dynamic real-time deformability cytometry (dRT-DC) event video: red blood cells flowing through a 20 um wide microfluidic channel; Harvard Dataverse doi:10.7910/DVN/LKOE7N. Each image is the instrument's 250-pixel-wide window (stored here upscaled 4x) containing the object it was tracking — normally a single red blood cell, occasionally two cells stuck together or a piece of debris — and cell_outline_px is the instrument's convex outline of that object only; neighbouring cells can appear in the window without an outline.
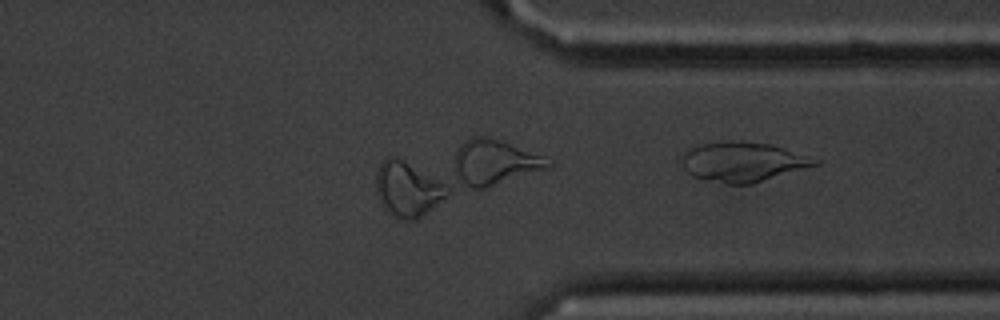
{"species": "common noctule bat (a hibernating species)", "species_latin": "Nyctalus noctula", "temperature_condition": "cold", "stored_images_in_passage": 27, "camera_frame_rate_fps": 3000, "um_per_image_px": 0.085, "animal": {"sex": "male", "body_mass_g": 20.1, "forearm_length_mm": 53.5}, "frame": {"image": 1, "passage_image": 27, "time_ms": 8.667, "image_size_px": [1000, 320], "cell_outline_px": [[820, 164], [752, 184], [728, 184], [692, 176], [676, 160], [680, 152], [684, 148], [692, 144], [724, 140], [736, 140], [768, 144], [820, 160]], "centroid_in_image_um": [62.99, 13.73], "position_along_channel_um": 348.4, "area_um2": 31.44}}